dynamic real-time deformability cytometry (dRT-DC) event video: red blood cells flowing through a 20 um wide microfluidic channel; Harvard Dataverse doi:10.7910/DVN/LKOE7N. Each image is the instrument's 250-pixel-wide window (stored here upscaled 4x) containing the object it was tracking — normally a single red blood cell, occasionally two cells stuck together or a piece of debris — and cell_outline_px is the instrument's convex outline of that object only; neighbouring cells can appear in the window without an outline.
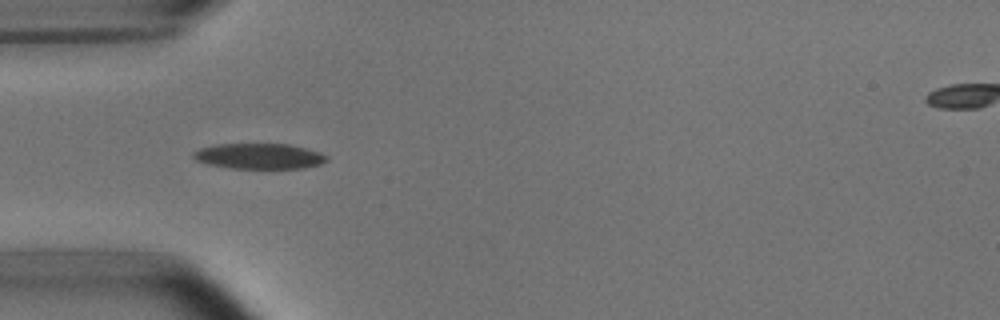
{"species": "common noctule bat (a hibernating species)", "species_latin": "Nyctalus noctula", "temperature_condition": "room temperature", "stored_images_in_passage": 8, "camera_frame_rate_fps": 3000, "um_per_image_px": 0.085, "animal": {"sex": "male", "body_mass_g": 15.6}, "frame": {"image": 1, "passage_image": 4, "time_ms": 1.0, "image_size_px": [1000, 320], "cell_outline_px": [[328, 160], [320, 164], [304, 168], [228, 168], [208, 164], [196, 160], [192, 156], [192, 152], [200, 148], [216, 144], [288, 144], [320, 152], [328, 156]], "centroid_in_image_um": [22.01, 13.27], "position_along_channel_um": 63.0, "area_um2": 19.83}}
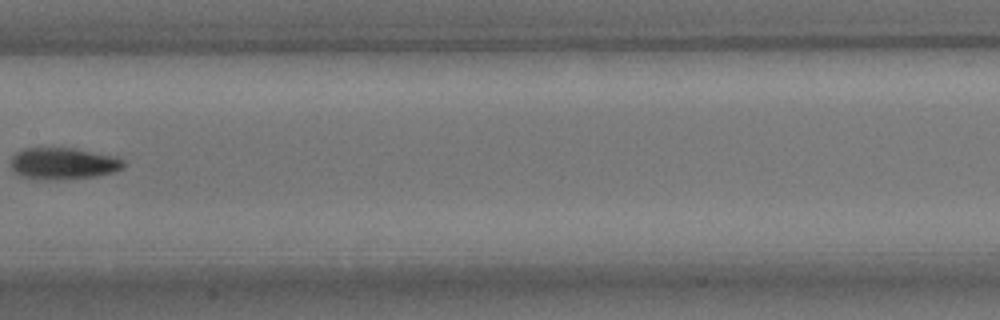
{"frame": {"image": 2, "passage_image": 7, "time_ms": 2.0, "image_size_px": [1000, 320], "cell_outline_px": [[124, 168], [112, 172], [96, 176], [52, 180], [32, 180], [20, 176], [12, 172], [12, 156], [16, 152], [24, 148], [76, 148], [116, 156], [124, 160]], "centroid_in_image_um": [5.35, 13.9], "position_along_channel_um": 202.1, "area_um2": 21.15}}
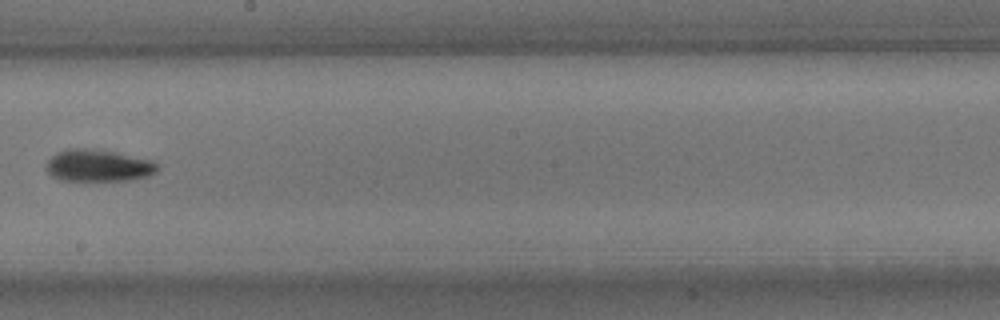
{"frame": {"image": 3, "passage_image": 8, "time_ms": 2.333, "image_size_px": [1000, 320], "cell_outline_px": [[156, 172], [148, 176], [128, 180], [60, 180], [52, 176], [48, 172], [48, 160], [56, 152], [64, 148], [92, 148], [116, 152], [152, 160], [156, 164]], "centroid_in_image_um": [8.33, 14.05], "position_along_channel_um": 239.9, "area_um2": 20.63}}